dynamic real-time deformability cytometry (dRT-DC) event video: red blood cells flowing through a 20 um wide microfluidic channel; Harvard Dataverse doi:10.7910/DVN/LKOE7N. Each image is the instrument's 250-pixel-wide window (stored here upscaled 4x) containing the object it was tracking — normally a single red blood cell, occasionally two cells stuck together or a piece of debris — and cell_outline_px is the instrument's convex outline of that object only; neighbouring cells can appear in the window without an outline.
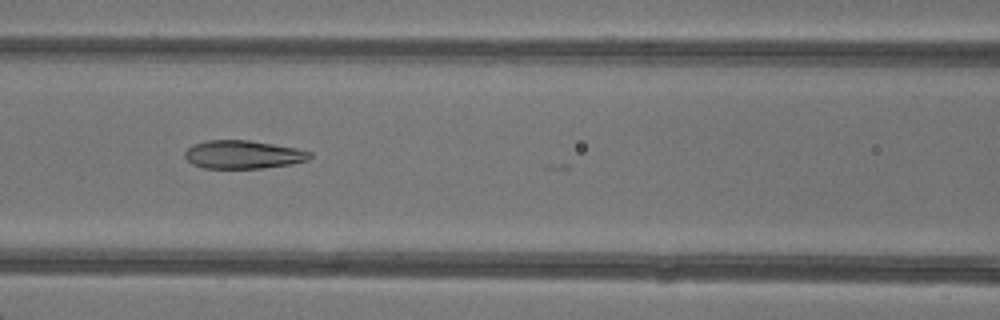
{"species": "common noctule bat (a hibernating species)", "species_latin": "Nyctalus noctula", "temperature_condition": "warm", "stored_images_in_passage": 5, "camera_frame_rate_fps": 3000, "um_per_image_px": 0.085, "animal": {"sex": "female"}, "frame": {"image": 1, "passage_image": 5, "time_ms": 4.333, "image_size_px": [1000, 320], "cell_outline_px": [[312, 156], [308, 160], [292, 164], [264, 168], [204, 168], [192, 164], [184, 156], [184, 152], [192, 144], [208, 140], [248, 140], [296, 148], [312, 152]], "centroid_in_image_um": [20.66, 13.14], "position_along_channel_um": 145.9, "area_um2": 20.63}}